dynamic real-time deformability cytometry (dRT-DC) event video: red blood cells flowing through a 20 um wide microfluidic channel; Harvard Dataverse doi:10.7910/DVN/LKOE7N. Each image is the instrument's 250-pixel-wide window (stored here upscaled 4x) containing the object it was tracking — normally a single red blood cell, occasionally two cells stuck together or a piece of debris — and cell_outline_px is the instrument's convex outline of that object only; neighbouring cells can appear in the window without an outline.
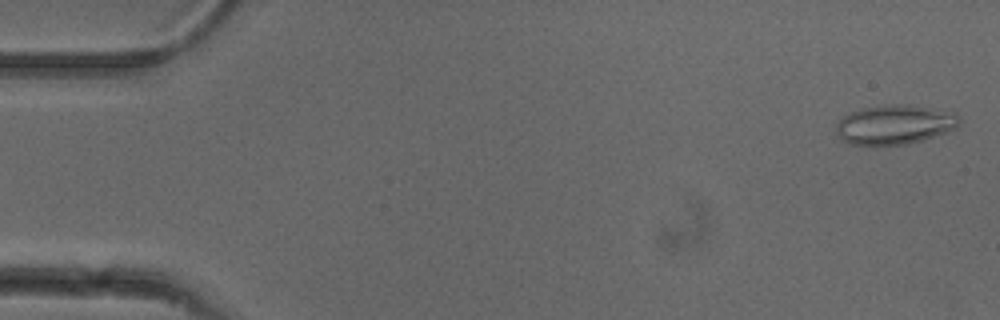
{"species": "common noctule bat (a hibernating species)", "species_latin": "Nyctalus noctula", "temperature_condition": "cold", "stored_images_in_passage": 53, "camera_frame_rate_fps": 3000, "um_per_image_px": 0.085, "animal": {"sex": "female"}, "frame": {"image": 1, "passage_image": 2, "time_ms": 0.333, "image_size_px": [1000, 320], "cell_outline_px": [[960, 124], [944, 132], [920, 140], [904, 144], [852, 144], [844, 140], [836, 132], [836, 124], [844, 116], [860, 108], [884, 104], [908, 104], [952, 112], [960, 120]], "centroid_in_image_um": [76.01, 10.56], "position_along_channel_um": 9.0, "area_um2": 27.63}}
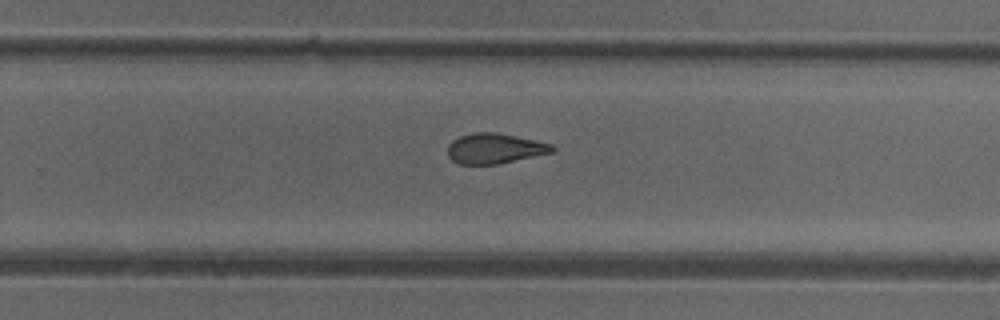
{"frame": {"image": 2, "passage_image": 34, "time_ms": 11.0, "image_size_px": [1000, 320], "cell_outline_px": [[556, 148], [552, 152], [496, 164], [460, 164], [452, 160], [448, 156], [448, 144], [452, 140], [460, 136], [476, 132], [496, 132], [552, 144]], "centroid_in_image_um": [42.01, 12.61], "position_along_channel_um": 287.8, "area_um2": 18.15}}
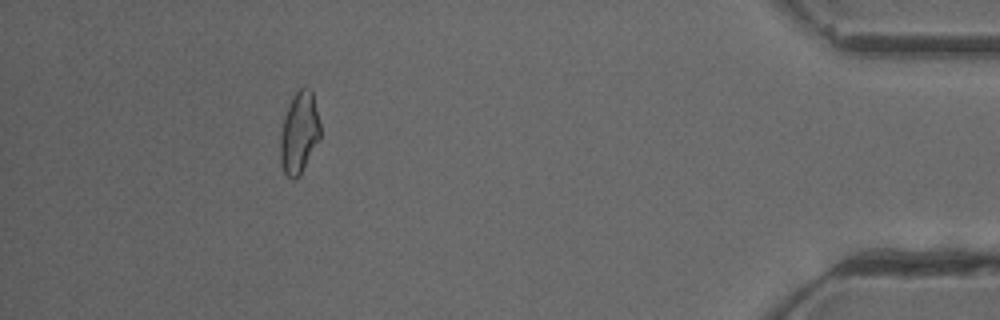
{"frame": {"image": 3, "passage_image": 48, "time_ms": 15.667, "image_size_px": [1000, 320], "cell_outline_px": [[320, 140], [300, 176], [296, 180], [292, 180], [284, 172], [280, 164], [280, 132], [284, 116], [292, 96], [304, 84], [312, 92], [320, 124]], "centroid_in_image_um": [25.42, 11.31], "position_along_channel_um": 409.8, "area_um2": 19.36}, "authors_computed_cell_mechanics": {"area_um2": 19.7098, "velocity_mm_per_s": 3.8916, "shape_relaxation_time_tau1_ms": null, "shape_relaxation_time_tau2_ms": 3.1427, "deformation_change_tau1": null, "deformation_change_tau2": 0.1063}}